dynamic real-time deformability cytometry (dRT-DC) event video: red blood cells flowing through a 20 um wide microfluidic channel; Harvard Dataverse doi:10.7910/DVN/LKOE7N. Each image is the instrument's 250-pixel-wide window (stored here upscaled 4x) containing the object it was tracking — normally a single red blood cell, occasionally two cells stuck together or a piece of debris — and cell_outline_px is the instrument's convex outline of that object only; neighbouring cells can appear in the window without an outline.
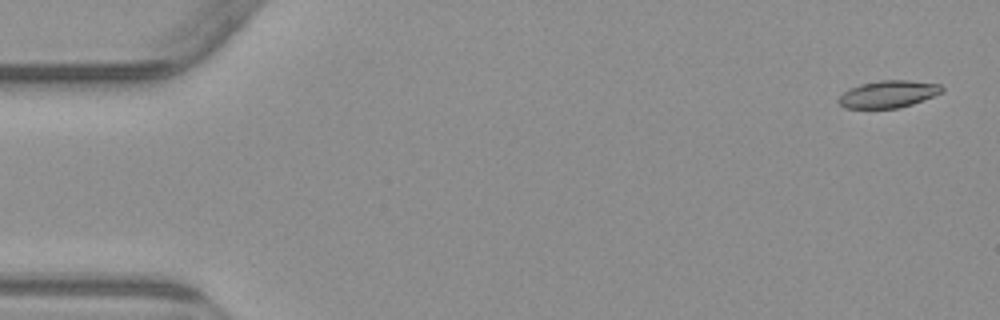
{"species": "common noctule bat (a hibernating species)", "species_latin": "Nyctalus noctula", "temperature_condition": "warm", "stored_images_in_passage": 2, "camera_frame_rate_fps": 3000, "um_per_image_px": 0.085, "animal": {"sex": "male", "body_mass_g": 23.1, "forearm_length_mm": 52.7}, "frame": {"image": 1, "passage_image": 1, "time_ms": 0.0, "image_size_px": [1000, 320], "cell_outline_px": [[944, 92], [912, 104], [900, 108], [844, 108], [836, 100], [848, 88], [860, 84], [880, 80], [908, 80], [940, 84], [944, 88]], "centroid_in_image_um": [75.5, 7.99], "position_along_channel_um": 9.5, "area_um2": 16.47}}